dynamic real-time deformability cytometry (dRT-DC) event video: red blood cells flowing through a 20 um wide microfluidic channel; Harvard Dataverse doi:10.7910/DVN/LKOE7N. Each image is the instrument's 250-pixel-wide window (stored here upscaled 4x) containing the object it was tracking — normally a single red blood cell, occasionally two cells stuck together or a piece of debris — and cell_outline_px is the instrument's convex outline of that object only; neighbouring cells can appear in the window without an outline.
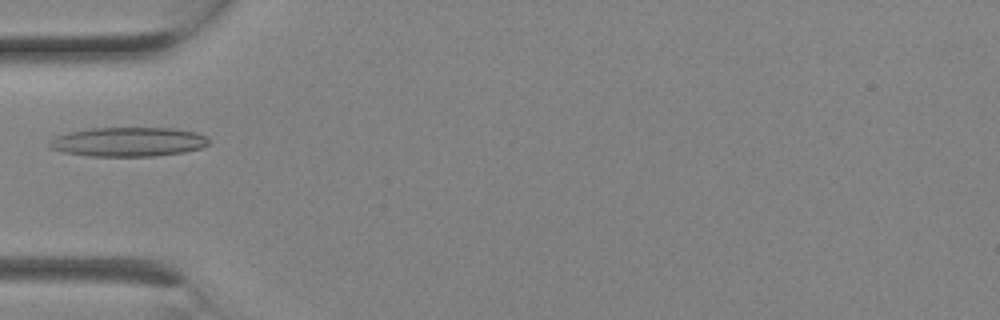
{"species": "Egyptian fruit bat (a non-hibernating species)", "species_latin": "Rousettus aegyptiacus", "temperature_condition": "room temperature", "stored_images_in_passage": 3, "camera_frame_rate_fps": 3000, "um_per_image_px": 0.085, "animal": {"sex": "female"}, "frame": {"image": 1, "passage_image": 3, "time_ms": 0.667, "image_size_px": [1000, 320], "cell_outline_px": [[208, 144], [200, 148], [184, 152], [156, 156], [88, 156], [64, 152], [48, 148], [48, 140], [56, 136], [68, 132], [92, 128], [172, 128], [196, 132], [204, 136], [208, 140]], "centroid_in_image_um": [10.85, 12.06], "position_along_channel_um": 74.2, "area_um2": 27.22}}